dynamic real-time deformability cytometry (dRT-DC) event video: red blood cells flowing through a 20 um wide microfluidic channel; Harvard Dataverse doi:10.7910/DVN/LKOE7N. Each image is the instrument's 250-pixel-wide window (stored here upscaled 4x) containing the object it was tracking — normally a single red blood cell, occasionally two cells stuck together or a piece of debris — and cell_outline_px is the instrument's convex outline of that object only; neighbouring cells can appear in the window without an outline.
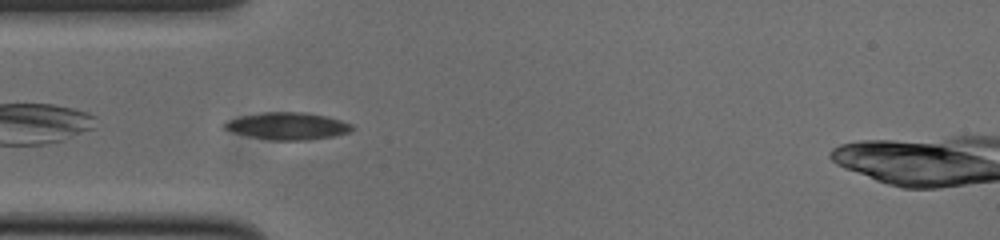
{"species": "common noctule bat (a hibernating species)", "species_latin": "Nyctalus noctula", "temperature_condition": "cold", "stored_images_in_passage": 31, "camera_frame_rate_fps": 3000, "um_per_image_px": 0.085, "animal": {"sex": "male", "body_mass_g": 20.0, "forearm_length_mm": 53.3}, "frame": {"image": 1, "passage_image": 3, "time_ms": 0.667, "image_size_px": [1000, 240], "cell_outline_px": [[352, 128], [348, 132], [336, 136], [308, 140], [272, 140], [252, 136], [236, 132], [224, 128], [220, 124], [228, 120], [244, 116], [264, 112], [304, 112], [324, 116], [340, 120], [352, 124]], "centroid_in_image_um": [24.46, 10.71], "position_along_channel_um": 60.5, "area_um2": 19.83}}
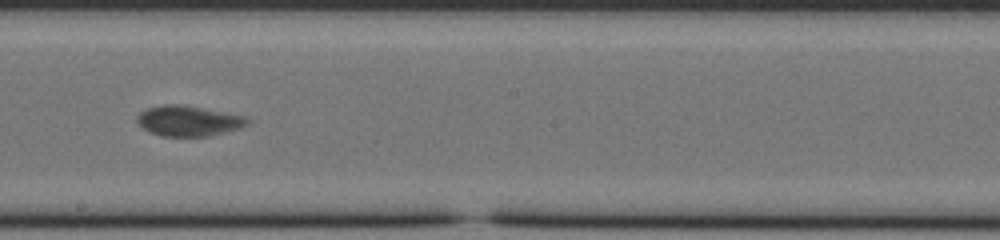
{"frame": {"image": 2, "passage_image": 17, "time_ms": 5.333, "image_size_px": [1000, 240], "cell_outline_px": [[252, 120], [248, 124], [240, 128], [208, 136], [160, 136], [144, 128], [136, 120], [136, 116], [140, 112], [148, 108], [164, 104], [176, 104], [244, 116]], "centroid_in_image_um": [16.01, 10.28], "position_along_channel_um": 232.2, "area_um2": 19.13}}
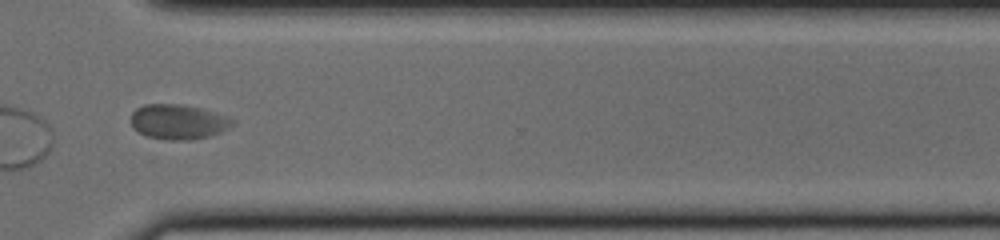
{"frame": {"image": 3, "passage_image": 27, "time_ms": 8.667, "image_size_px": [1000, 240], "cell_outline_px": [[236, 120], [228, 128], [220, 132], [208, 136], [192, 140], [168, 140], [144, 136], [132, 124], [132, 112], [136, 108], [144, 104], [184, 104], [200, 108]], "centroid_in_image_um": [15.13, 10.35], "position_along_channel_um": 355.5, "area_um2": 20.46}}